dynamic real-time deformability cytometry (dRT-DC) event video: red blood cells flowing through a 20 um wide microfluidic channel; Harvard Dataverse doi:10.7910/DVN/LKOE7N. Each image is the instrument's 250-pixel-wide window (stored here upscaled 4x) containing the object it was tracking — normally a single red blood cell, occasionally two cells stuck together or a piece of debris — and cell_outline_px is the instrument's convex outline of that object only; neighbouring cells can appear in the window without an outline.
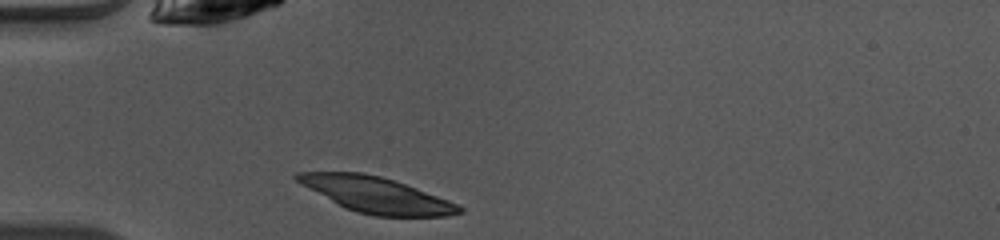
{"species": "common noctule bat (a hibernating species)", "species_latin": "Nyctalus noctula", "temperature_condition": "warm", "stored_images_in_passage": 35, "camera_frame_rate_fps": 3000, "um_per_image_px": 0.085, "animal": {"sex": "female", "body_mass_g": 10.0, "forearm_length_mm": 53.1}, "frame": {"image": 1, "passage_image": 1, "time_ms": 0.0, "image_size_px": [1000, 240], "cell_outline_px": [[464, 212], [448, 216], [376, 216], [356, 212], [344, 208], [296, 180], [292, 176], [296, 172], [360, 172], [380, 176], [416, 188], [448, 200], [464, 208]], "centroid_in_image_um": [32.0, 16.57], "position_along_channel_um": 53.0, "area_um2": 33.18}}